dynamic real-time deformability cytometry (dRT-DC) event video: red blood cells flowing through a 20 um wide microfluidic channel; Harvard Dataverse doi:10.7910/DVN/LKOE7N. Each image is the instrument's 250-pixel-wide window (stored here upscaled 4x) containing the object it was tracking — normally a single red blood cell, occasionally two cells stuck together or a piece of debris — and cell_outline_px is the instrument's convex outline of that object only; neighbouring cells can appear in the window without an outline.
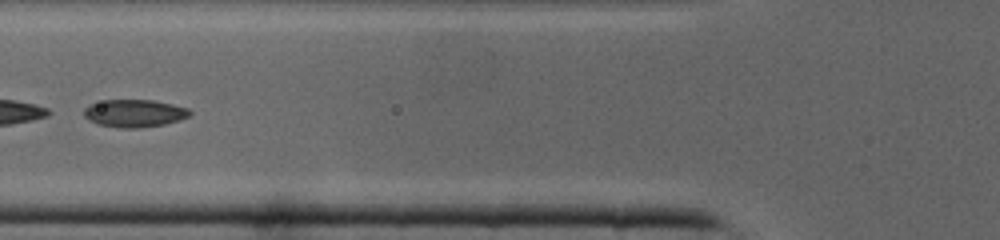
{"species": "common noctule bat (a hibernating species)", "species_latin": "Nyctalus noctula", "temperature_condition": "cold", "stored_images_in_passage": 40, "segment_of_instrument_passage": [2, 2], "camera_frame_rate_fps": 3000, "um_per_image_px": 0.085, "animal": {"sex": "male", "body_mass_g": 19.0, "forearm_length_mm": 50.8}, "frame": {"image": 1, "passage_image": 15, "time_ms": 4.667, "image_size_px": [1000, 240], "cell_outline_px": [[192, 112], [188, 116], [180, 120], [164, 124], [136, 128], [120, 128], [96, 124], [88, 120], [84, 116], [84, 108], [88, 104], [104, 100], [152, 100], [172, 104], [188, 108]], "centroid_in_image_um": [11.39, 9.63], "position_along_channel_um": 114.4, "area_um2": 17.11}}
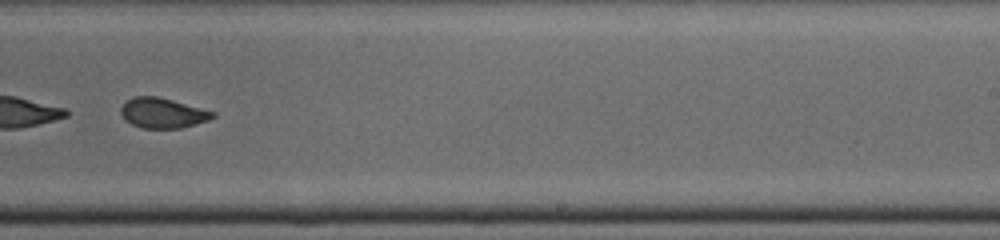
{"frame": {"image": 2, "passage_image": 25, "time_ms": 8.0, "image_size_px": [1000, 240], "cell_outline_px": [[216, 116], [208, 120], [180, 128], [144, 128], [132, 124], [124, 120], [120, 112], [120, 108], [128, 100], [136, 96], [156, 96], [172, 100], [216, 112]], "centroid_in_image_um": [13.82, 9.61], "position_along_channel_um": 275.2, "area_um2": 15.95}}